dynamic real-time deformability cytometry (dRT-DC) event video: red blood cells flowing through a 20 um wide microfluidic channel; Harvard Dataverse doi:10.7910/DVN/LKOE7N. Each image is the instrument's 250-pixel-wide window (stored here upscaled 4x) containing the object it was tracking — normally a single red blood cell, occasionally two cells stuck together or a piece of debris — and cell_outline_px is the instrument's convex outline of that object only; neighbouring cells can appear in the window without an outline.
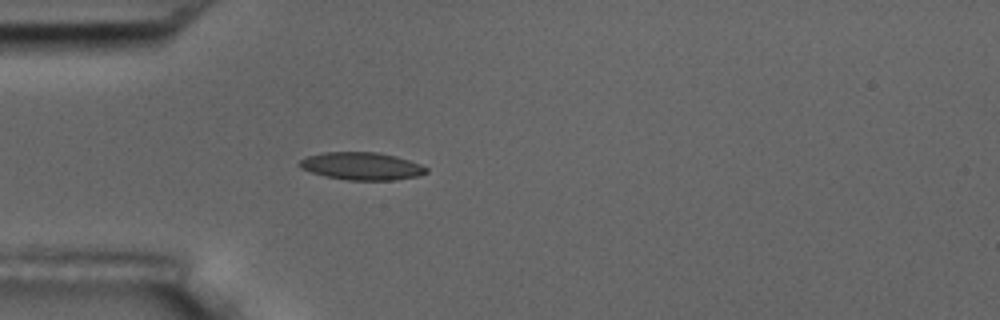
{"species": "common noctule bat (a hibernating species)", "species_latin": "Nyctalus noctula", "temperature_condition": "room temperature", "stored_images_in_passage": 41, "camera_frame_rate_fps": 3000, "um_per_image_px": 0.085, "animal": {"sex": "male", "body_mass_g": 17.5, "forearm_length_mm": 52.3}, "frame": {"image": 1, "passage_image": 1, "time_ms": 0.0, "image_size_px": [1000, 320], "cell_outline_px": [[428, 172], [420, 176], [396, 180], [348, 180], [328, 176], [312, 172], [300, 168], [296, 164], [304, 156], [324, 152], [376, 152], [396, 156], [420, 164], [428, 168]], "centroid_in_image_um": [30.74, 14.11], "position_along_channel_um": 54.3, "area_um2": 20.52}}
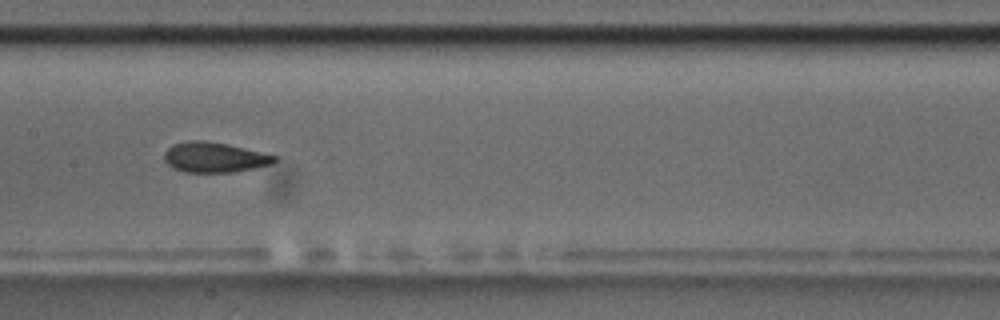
{"frame": {"image": 2, "passage_image": 13, "time_ms": 4.0, "image_size_px": [1000, 320], "cell_outline_px": [[276, 160], [268, 164], [252, 168], [232, 172], [184, 172], [172, 168], [164, 160], [164, 152], [172, 144], [188, 140], [204, 140], [228, 144], [276, 156]], "centroid_in_image_um": [18.14, 13.36], "position_along_channel_um": 189.3, "area_um2": 19.19}}
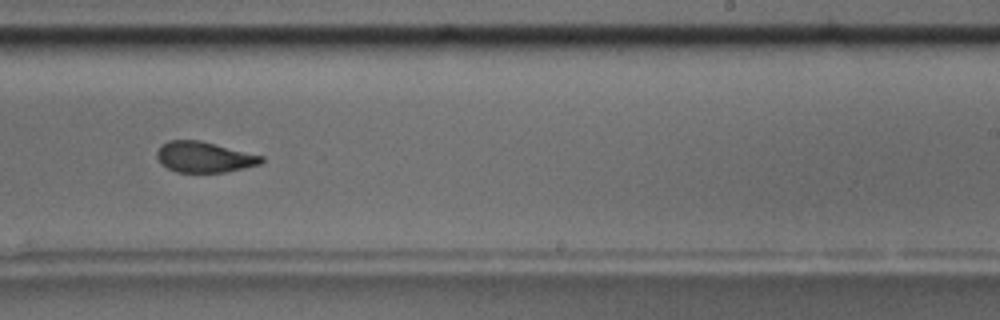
{"frame": {"image": 3, "passage_image": 20, "time_ms": 6.333, "image_size_px": [1000, 320], "cell_outline_px": [[264, 160], [260, 164], [244, 168], [224, 172], [176, 172], [160, 164], [156, 156], [156, 152], [160, 144], [168, 140], [200, 140], [264, 156]], "centroid_in_image_um": [17.32, 13.34], "position_along_channel_um": 271.7, "area_um2": 18.84}, "authors_computed_cell_mechanics": {"area_um2": 19.652, "velocity_mm_per_s": 3.5435, "shape_relaxation_time_tau1_ms": 8.6887, "shape_relaxation_time_tau2_ms": 1.8812, "deformation_change_tau1": 0.1862, "deformation_change_tau2": 0.0682}}